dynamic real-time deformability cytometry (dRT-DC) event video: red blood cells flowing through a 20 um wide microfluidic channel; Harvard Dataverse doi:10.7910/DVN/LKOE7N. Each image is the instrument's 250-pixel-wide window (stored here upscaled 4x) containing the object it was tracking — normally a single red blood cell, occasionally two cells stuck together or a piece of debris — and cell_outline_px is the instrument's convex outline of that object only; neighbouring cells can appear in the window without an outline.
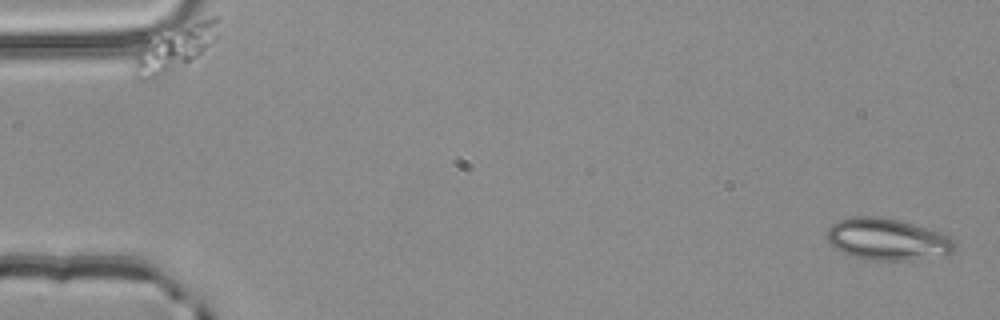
{"species": "common noctule bat (a hibernating species)", "species_latin": "Nyctalus noctula", "temperature_condition": "room temperature", "stored_images_in_passage": 4, "camera_frame_rate_fps": 3000, "um_per_image_px": 0.085, "animal": {"sex": "male", "body_mass_g": 20.4}, "frame": {"image": 1, "passage_image": 1, "time_ms": 0.0, "image_size_px": [1000, 320], "cell_outline_px": [[952, 252], [944, 256], [908, 260], [872, 260], [856, 256], [844, 252], [828, 244], [828, 228], [836, 220], [856, 216], [880, 216], [900, 220], [940, 232], [952, 240]], "centroid_in_image_um": [75.39, 20.32], "position_along_channel_um": 9.6, "area_um2": 30.75}}